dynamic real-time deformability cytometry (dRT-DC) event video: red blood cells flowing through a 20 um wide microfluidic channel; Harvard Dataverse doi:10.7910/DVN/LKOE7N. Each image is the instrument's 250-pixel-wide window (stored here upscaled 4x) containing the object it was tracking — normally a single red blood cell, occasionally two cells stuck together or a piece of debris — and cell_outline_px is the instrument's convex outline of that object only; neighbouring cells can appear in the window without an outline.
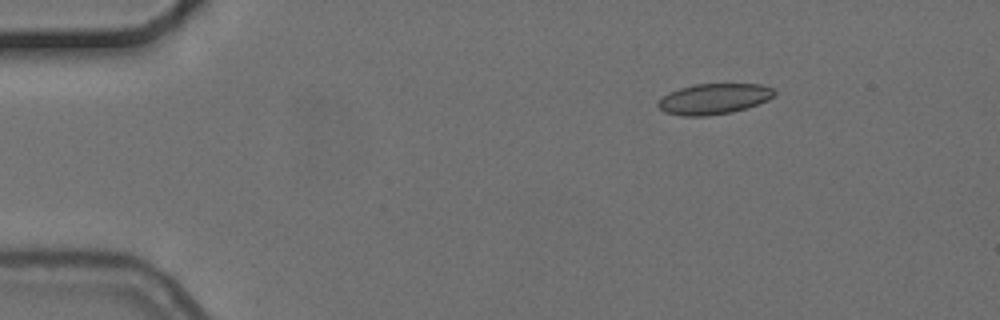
{"species": "common noctule bat (a hibernating species)", "species_latin": "Nyctalus noctula", "temperature_condition": "cold", "stored_images_in_passage": 5, "camera_frame_rate_fps": 3000, "um_per_image_px": 0.085, "animal": {"sex": "female", "body_mass_g": 24.6, "forearm_length_mm": 56.2}, "frame": {"image": 1, "passage_image": 1, "time_ms": 0.0, "image_size_px": [1000, 320], "cell_outline_px": [[776, 92], [768, 100], [732, 112], [708, 116], [680, 116], [664, 112], [656, 104], [668, 92], [680, 88], [696, 84], [760, 84], [772, 88]], "centroid_in_image_um": [60.65, 8.41], "position_along_channel_um": 24.4, "area_um2": 20.63}}
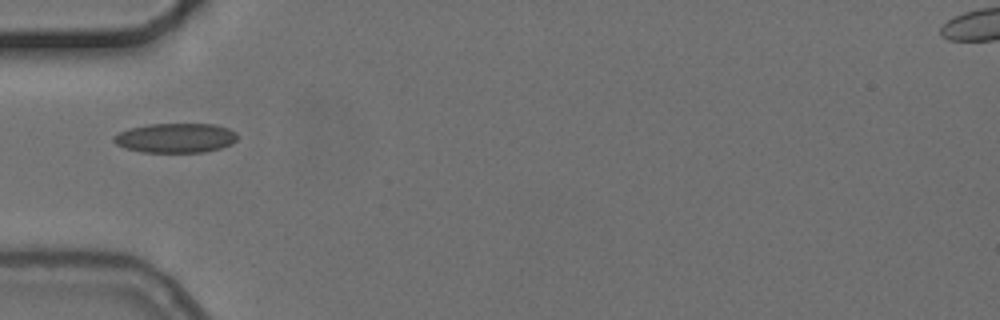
{"frame": {"image": 2, "passage_image": 4, "time_ms": 3.333, "image_size_px": [1000, 320], "cell_outline_px": [[236, 140], [232, 144], [220, 148], [204, 152], [140, 152], [124, 148], [116, 144], [112, 140], [112, 136], [128, 128], [148, 124], [216, 124], [228, 128], [236, 132]], "centroid_in_image_um": [14.89, 11.72], "position_along_channel_um": 70.1, "area_um2": 21.44}}
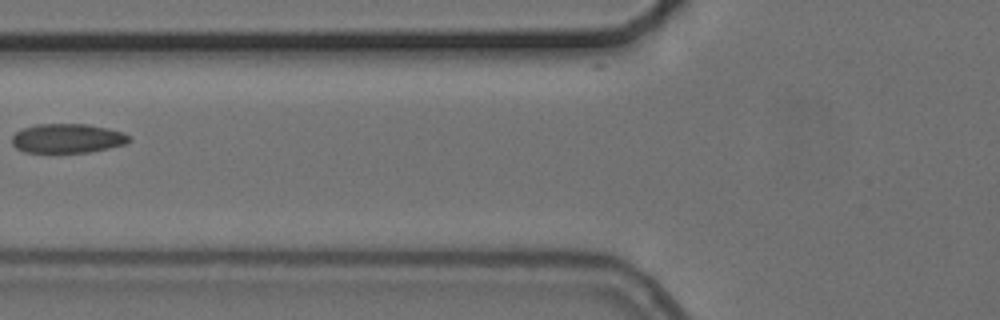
{"frame": {"image": 3, "passage_image": 5, "time_ms": 4.667, "image_size_px": [1000, 320], "cell_outline_px": [[132, 140], [124, 144], [108, 148], [88, 152], [24, 152], [16, 148], [12, 144], [12, 136], [16, 132], [24, 128], [36, 124], [88, 124], [108, 128], [124, 132], [132, 136]], "centroid_in_image_um": [5.76, 11.75], "position_along_channel_um": 120.0, "area_um2": 20.06}}